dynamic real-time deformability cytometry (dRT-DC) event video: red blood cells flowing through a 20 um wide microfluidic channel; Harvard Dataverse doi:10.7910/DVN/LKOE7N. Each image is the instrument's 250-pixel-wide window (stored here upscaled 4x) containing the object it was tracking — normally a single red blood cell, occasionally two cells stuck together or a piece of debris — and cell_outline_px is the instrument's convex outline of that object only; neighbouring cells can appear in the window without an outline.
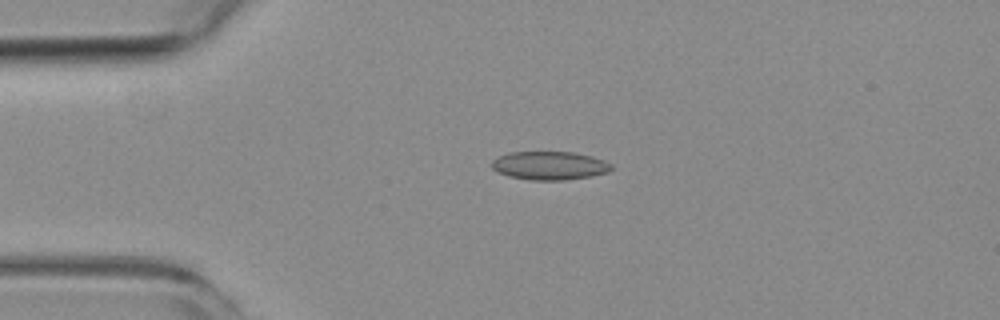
{"species": "common noctule bat (a hibernating species)", "species_latin": "Nyctalus noctula", "temperature_condition": "room temperature", "stored_images_in_passage": 5, "camera_frame_rate_fps": 3000, "um_per_image_px": 0.085, "animal": {"sex": "female", "body_mass_g": 19.3, "forearm_length_mm": 54.1}, "frame": {"image": 1, "passage_image": 3, "time_ms": 3.667, "image_size_px": [1000, 320], "cell_outline_px": [[612, 168], [608, 172], [592, 176], [564, 180], [528, 180], [508, 176], [496, 172], [492, 168], [492, 160], [508, 152], [572, 152], [592, 156], [604, 160], [612, 164]], "centroid_in_image_um": [46.71, 14.08], "position_along_channel_um": 38.3, "area_um2": 19.94}}
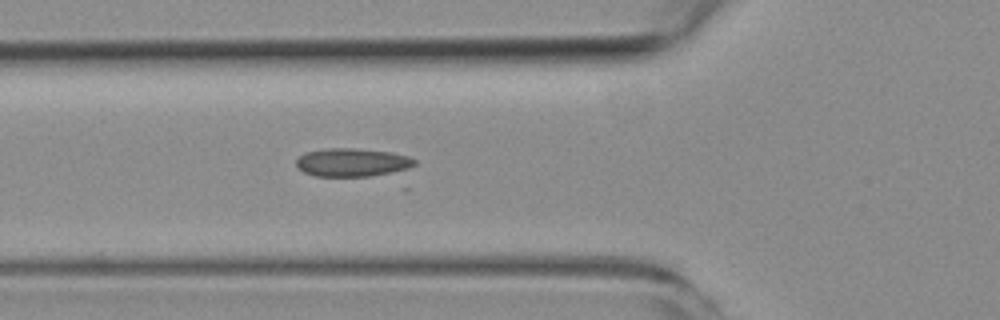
{"frame": {"image": 2, "passage_image": 5, "time_ms": 6.0, "image_size_px": [1000, 320], "cell_outline_px": [[416, 164], [408, 168], [392, 172], [368, 176], [316, 176], [304, 172], [296, 164], [296, 160], [304, 152], [324, 148], [352, 148], [392, 152], [408, 156], [416, 160]], "centroid_in_image_um": [29.93, 13.79], "position_along_channel_um": 95.9, "area_um2": 19.42}}